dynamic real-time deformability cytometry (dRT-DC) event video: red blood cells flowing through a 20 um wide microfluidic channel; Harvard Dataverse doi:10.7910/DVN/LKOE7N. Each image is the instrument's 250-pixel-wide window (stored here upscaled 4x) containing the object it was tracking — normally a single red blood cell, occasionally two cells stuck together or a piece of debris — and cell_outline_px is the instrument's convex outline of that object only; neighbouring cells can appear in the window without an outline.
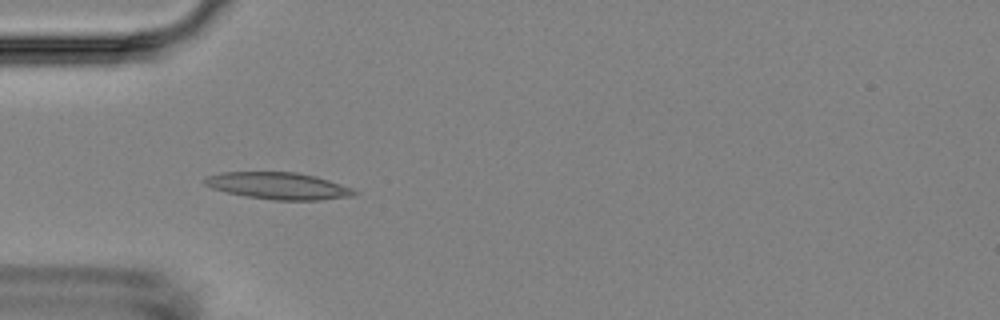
{"species": "Egyptian fruit bat (a non-hibernating species)", "species_latin": "Rousettus aegyptiacus", "temperature_condition": "room temperature", "stored_images_in_passage": 8, "camera_frame_rate_fps": 3000, "um_per_image_px": 0.085, "animal": {"sex": "female"}, "frame": {"image": 1, "passage_image": 5, "time_ms": 4.333, "image_size_px": [1000, 320], "cell_outline_px": [[360, 192], [352, 196], [320, 200], [276, 200], [244, 196], [212, 188], [204, 184], [200, 180], [204, 176], [220, 172], [296, 172], [316, 176], [352, 188]], "centroid_in_image_um": [23.62, 15.79], "position_along_channel_um": 61.4, "area_um2": 23.58}}
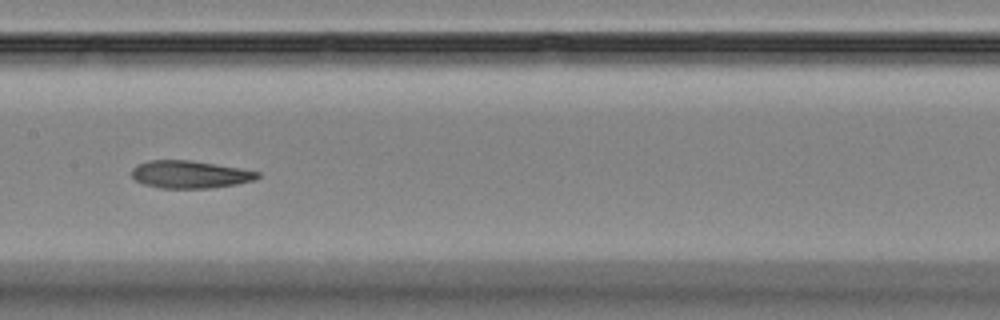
{"frame": {"image": 2, "passage_image": 8, "time_ms": 8.0, "image_size_px": [1000, 320], "cell_outline_px": [[260, 176], [252, 180], [236, 184], [208, 188], [160, 188], [144, 184], [136, 180], [132, 176], [132, 168], [136, 164], [148, 160], [188, 160], [240, 168], [260, 172]], "centroid_in_image_um": [16.1, 14.82], "position_along_channel_um": 191.3, "area_um2": 20.06}}